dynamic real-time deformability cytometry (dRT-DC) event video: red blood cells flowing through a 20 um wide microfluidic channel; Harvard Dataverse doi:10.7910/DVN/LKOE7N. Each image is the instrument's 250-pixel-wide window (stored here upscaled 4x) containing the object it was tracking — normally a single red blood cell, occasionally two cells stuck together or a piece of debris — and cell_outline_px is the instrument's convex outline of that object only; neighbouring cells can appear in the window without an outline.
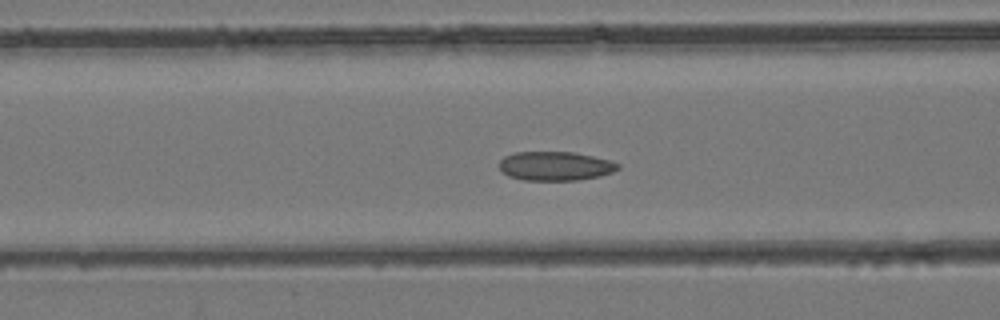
{"species": "common noctule bat (a hibernating species)", "species_latin": "Nyctalus noctula", "temperature_condition": "room temperature", "stored_images_in_passage": 36, "camera_frame_rate_fps": 3000, "um_per_image_px": 0.085, "animal": {"sex": "female", "body_mass_g": 24.6, "forearm_length_mm": 56.2}, "frame": {"image": 1, "passage_image": 10, "time_ms": 3.0, "image_size_px": [1000, 320], "cell_outline_px": [[620, 168], [612, 172], [600, 176], [576, 180], [524, 180], [508, 176], [500, 168], [500, 160], [504, 156], [516, 152], [572, 152], [612, 160], [620, 164]], "centroid_in_image_um": [47.22, 14.11], "position_along_channel_um": 119.4, "area_um2": 20.06}}
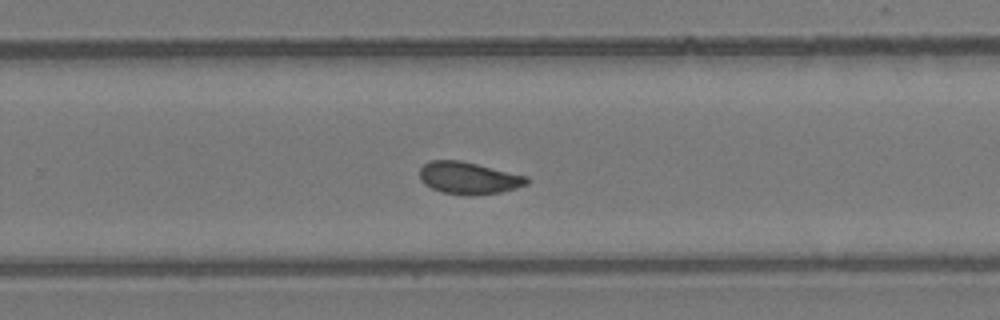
{"frame": {"image": 2, "passage_image": 21, "time_ms": 6.667, "image_size_px": [1000, 320], "cell_outline_px": [[528, 184], [516, 188], [500, 192], [472, 196], [468, 196], [440, 192], [424, 184], [420, 180], [420, 168], [424, 164], [432, 160], [460, 160], [528, 176]], "centroid_in_image_um": [39.82, 15.14], "position_along_channel_um": 290.0, "area_um2": 20.17}}
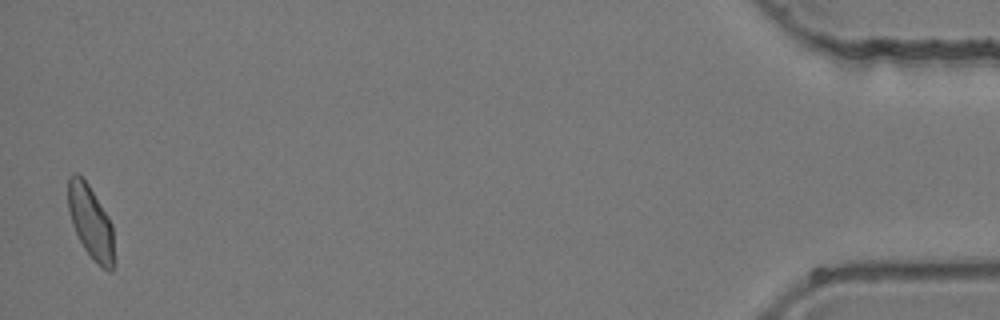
{"frame": {"image": 3, "passage_image": 36, "time_ms": 11.667, "image_size_px": [1000, 320], "cell_outline_px": [[116, 264], [112, 272], [108, 272], [84, 248], [72, 224], [68, 208], [68, 176], [76, 172], [88, 184], [108, 216], [112, 224]], "centroid_in_image_um": [7.74, 18.9], "position_along_channel_um": 427.5, "area_um2": 19.59}}